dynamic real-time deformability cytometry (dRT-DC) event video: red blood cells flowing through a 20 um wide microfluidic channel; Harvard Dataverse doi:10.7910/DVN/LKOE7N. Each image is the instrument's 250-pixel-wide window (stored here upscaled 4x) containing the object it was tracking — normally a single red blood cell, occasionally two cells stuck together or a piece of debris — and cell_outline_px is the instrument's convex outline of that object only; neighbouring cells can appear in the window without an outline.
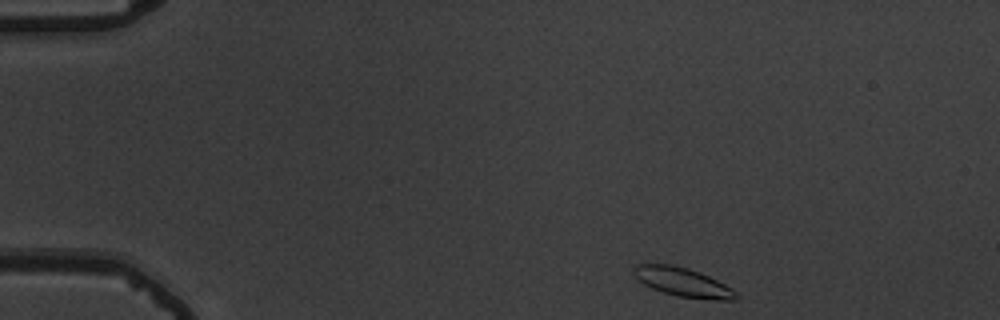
{"species": "common noctule bat (a hibernating species)", "species_latin": "Nyctalus noctula", "temperature_condition": "warm", "stored_images_in_passage": 49, "camera_frame_rate_fps": 3000, "um_per_image_px": 0.085, "animal": {"sex": "male", "body_mass_g": 19.5, "forearm_length_mm": 54.6}, "frame": {"image": 1, "passage_image": 1, "time_ms": 0.0, "image_size_px": [1000, 320], "cell_outline_px": [[740, 296], [736, 300], [712, 300], [676, 296], [652, 288], [644, 284], [632, 272], [632, 268], [636, 264], [672, 264], [688, 268], [708, 276], [732, 288]], "centroid_in_image_um": [58.06, 23.99], "position_along_channel_um": 26.9, "area_um2": 17.22}}
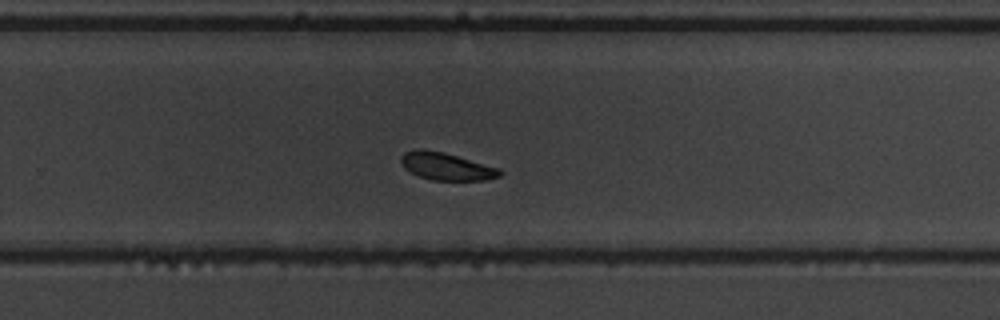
{"frame": {"image": 2, "passage_image": 30, "time_ms": 9.667, "image_size_px": [1000, 320], "cell_outline_px": [[504, 172], [500, 176], [484, 180], [432, 180], [420, 176], [404, 168], [400, 164], [400, 156], [404, 152], [416, 148], [424, 148], [444, 152], [500, 168]], "centroid_in_image_um": [37.92, 14.12], "position_along_channel_um": 291.9, "area_um2": 16.01}}
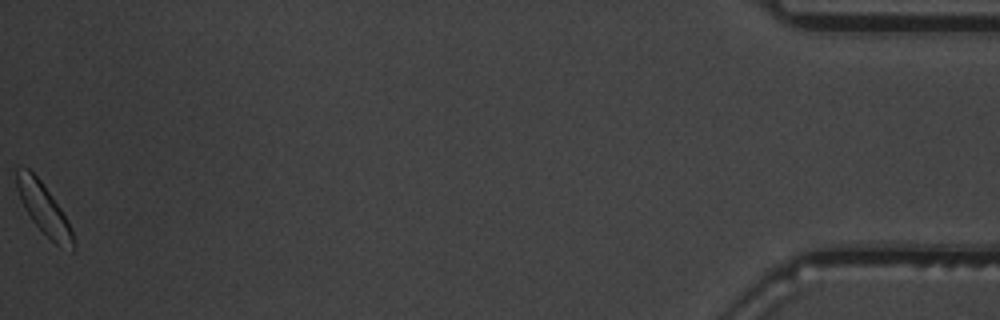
{"frame": {"image": 3, "passage_image": 49, "time_ms": 16.0, "image_size_px": [1000, 320], "cell_outline_px": [[72, 252], [60, 248], [32, 220], [24, 208], [20, 200], [16, 188], [16, 168], [28, 168], [40, 180], [52, 196], [68, 220], [72, 228]], "centroid_in_image_um": [3.7, 17.74], "position_along_channel_um": 431.5, "area_um2": 16.42}}